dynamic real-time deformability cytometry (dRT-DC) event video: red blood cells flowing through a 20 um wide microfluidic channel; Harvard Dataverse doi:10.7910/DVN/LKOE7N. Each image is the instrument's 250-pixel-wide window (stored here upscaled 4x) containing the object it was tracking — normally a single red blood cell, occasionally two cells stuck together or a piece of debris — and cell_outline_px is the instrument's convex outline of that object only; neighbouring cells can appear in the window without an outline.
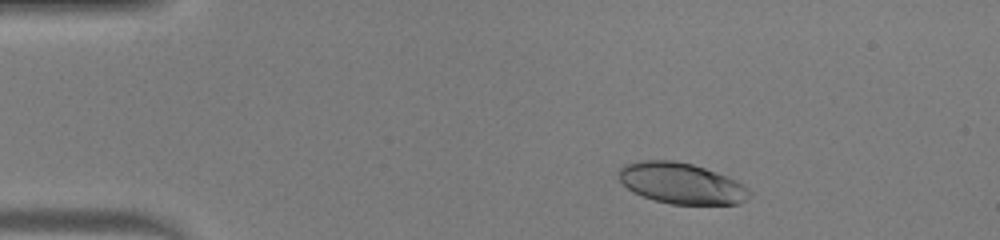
{"species": "human", "species_latin": "Homo sapiens", "temperature_condition": "warm", "stored_images_in_passage": 45, "camera_frame_rate_fps": 3000, "um_per_image_px": 0.085, "donor": {"sex": "male"}, "frame": {"image": 1, "passage_image": 5, "time_ms": 1.333, "image_size_px": [1000, 240], "cell_outline_px": [[752, 196], [748, 200], [736, 204], [672, 204], [656, 200], [632, 192], [620, 180], [620, 168], [624, 164], [640, 160], [676, 160], [692, 164], [728, 176], [736, 180], [748, 188], [752, 192]], "centroid_in_image_um": [57.96, 15.58], "position_along_channel_um": 27.0, "area_um2": 31.21}}
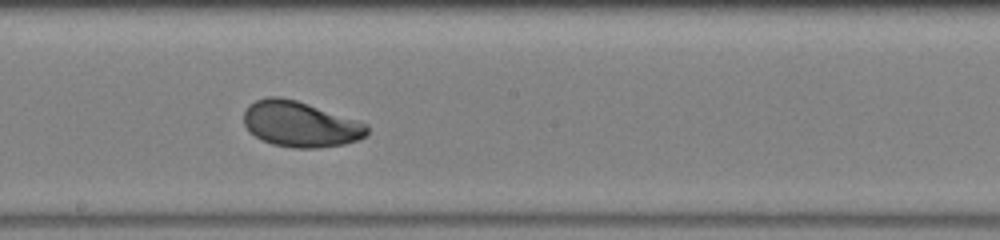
{"frame": {"image": 2, "passage_image": 24, "time_ms": 7.667, "image_size_px": [1000, 240], "cell_outline_px": [[368, 132], [364, 136], [356, 140], [344, 144], [316, 148], [292, 148], [272, 144], [248, 132], [244, 124], [244, 112], [248, 104], [256, 100], [268, 96], [280, 96], [296, 100], [360, 120], [368, 124]], "centroid_in_image_um": [25.52, 10.54], "position_along_channel_um": 222.7, "area_um2": 33.0}}
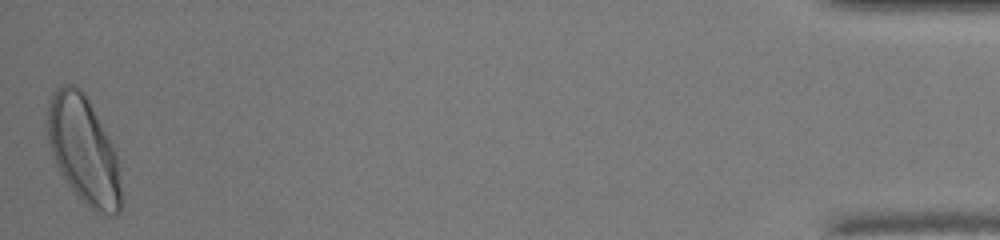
{"frame": {"image": 3, "passage_image": 45, "time_ms": 14.667, "image_size_px": [1000, 240], "cell_outline_px": [[124, 200], [120, 212], [116, 216], [112, 216], [96, 212], [84, 204], [76, 196], [60, 172], [56, 164], [48, 140], [48, 100], [52, 92], [56, 88], [64, 84], [72, 84], [80, 88], [84, 92], [108, 136], [116, 152]], "centroid_in_image_um": [7.14, 12.82], "position_along_channel_um": 428.1, "area_um2": 46.59}, "authors_computed_cell_mechanics": {"area_um2": 32.8882, "velocity_mm_per_s": 4.2572, "shape_relaxation_time_tau1_ms": 2.6389, "shape_relaxation_time_tau2_ms": 0.8626, "deformation_change_tau1": 0.1573, "deformation_change_tau2": 0.0516}}